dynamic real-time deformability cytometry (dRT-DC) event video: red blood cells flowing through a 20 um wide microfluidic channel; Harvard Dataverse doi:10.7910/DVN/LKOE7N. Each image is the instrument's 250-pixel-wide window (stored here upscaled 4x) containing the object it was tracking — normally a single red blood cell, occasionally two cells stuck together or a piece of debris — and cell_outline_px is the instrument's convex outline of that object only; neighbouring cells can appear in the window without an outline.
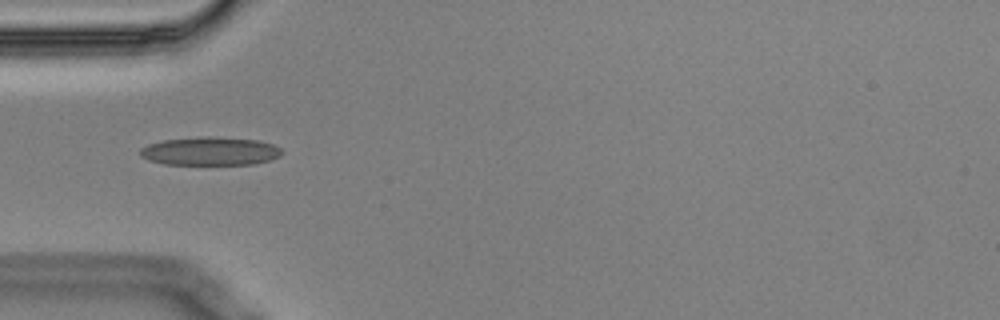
{"species": "Egyptian fruit bat (a non-hibernating species)", "species_latin": "Rousettus aegyptiacus", "temperature_condition": "cold", "stored_images_in_passage": 12, "camera_frame_rate_fps": 3000, "um_per_image_px": 0.085, "animal": {"sex": "male"}, "frame": {"image": 1, "passage_image": 4, "time_ms": 1.0, "image_size_px": [1000, 320], "cell_outline_px": [[284, 152], [280, 156], [268, 160], [252, 164], [164, 164], [148, 160], [140, 156], [140, 148], [148, 144], [164, 140], [200, 136], [208, 136], [260, 140], [272, 144], [280, 148]], "centroid_in_image_um": [17.85, 12.84], "position_along_channel_um": 67.1, "area_um2": 23.47}}
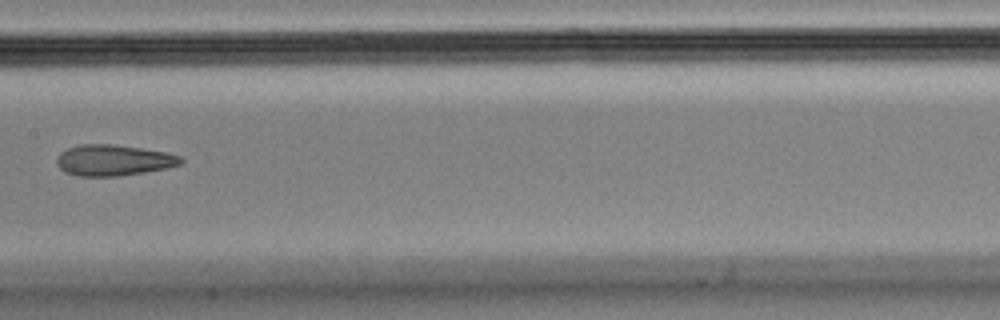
{"frame": {"image": 2, "passage_image": 7, "time_ms": 2.0, "image_size_px": [1000, 320], "cell_outline_px": [[184, 160], [180, 164], [168, 168], [120, 176], [80, 176], [64, 172], [56, 164], [56, 160], [60, 152], [68, 148], [80, 144], [112, 144], [140, 148], [164, 152], [180, 156]], "centroid_in_image_um": [9.62, 13.62], "position_along_channel_um": 197.8, "area_um2": 22.37}}
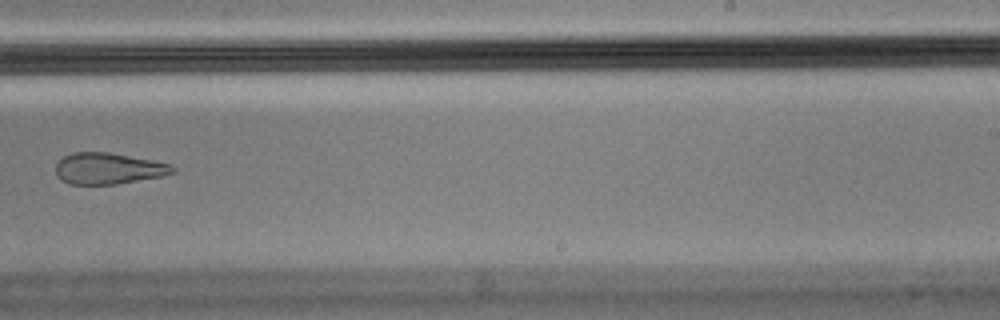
{"frame": {"image": 3, "passage_image": 9, "time_ms": 2.667, "image_size_px": [1000, 320], "cell_outline_px": [[176, 172], [160, 176], [116, 184], [68, 184], [60, 180], [56, 176], [56, 164], [64, 156], [72, 152], [108, 152], [152, 160], [172, 164], [176, 168]], "centroid_in_image_um": [9.19, 14.32], "position_along_channel_um": 279.8, "area_um2": 21.33}}